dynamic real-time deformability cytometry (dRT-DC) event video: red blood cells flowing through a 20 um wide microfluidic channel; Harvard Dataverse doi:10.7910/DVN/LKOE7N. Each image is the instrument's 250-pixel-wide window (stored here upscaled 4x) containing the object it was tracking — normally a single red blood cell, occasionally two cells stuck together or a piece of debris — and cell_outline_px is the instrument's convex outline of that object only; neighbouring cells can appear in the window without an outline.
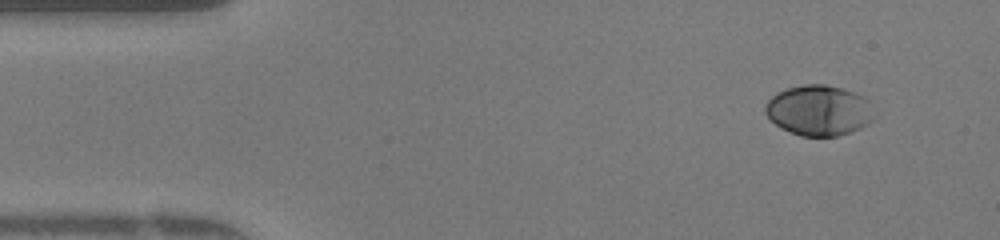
{"species": "human", "species_latin": "Homo sapiens", "temperature_condition": "warm", "stored_images_in_passage": 48, "camera_frame_rate_fps": 3000, "um_per_image_px": 0.085, "donor": {"sex": "female"}, "frame": {"image": 1, "passage_image": 4, "time_ms": 1.0, "image_size_px": [1000, 240], "cell_outline_px": [[872, 120], [868, 124], [852, 132], [836, 136], [800, 136], [780, 128], [764, 112], [764, 104], [776, 92], [788, 88], [804, 84], [824, 84], [856, 92], [864, 96], [868, 100]], "centroid_in_image_um": [69.57, 9.38], "position_along_channel_um": 15.4, "area_um2": 31.96}}
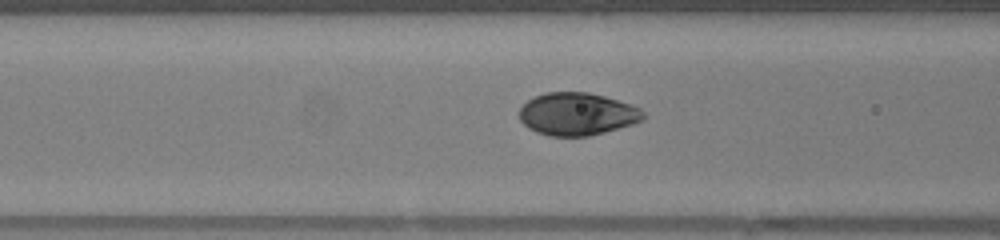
{"frame": {"image": 2, "passage_image": 18, "time_ms": 5.667, "image_size_px": [1000, 240], "cell_outline_px": [[644, 120], [632, 124], [604, 132], [588, 136], [548, 136], [536, 132], [528, 128], [520, 120], [520, 108], [528, 100], [544, 92], [588, 92], [604, 96], [632, 104], [640, 108], [644, 112]], "centroid_in_image_um": [49.06, 9.69], "position_along_channel_um": 117.5, "area_um2": 30.81}}
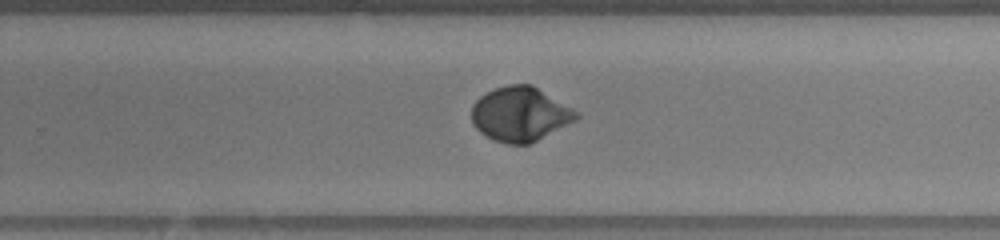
{"frame": {"image": 3, "passage_image": 30, "time_ms": 9.667, "image_size_px": [1000, 240], "cell_outline_px": [[580, 116], [576, 120], [528, 144], [508, 144], [496, 140], [480, 132], [472, 124], [472, 104], [480, 96], [496, 88], [508, 84], [532, 84], [580, 112]], "centroid_in_image_um": [44.22, 9.68], "position_along_channel_um": 285.6, "area_um2": 33.0}, "authors_computed_cell_mechanics": {"area_um2": 31.6166, "velocity_mm_per_s": 4.2158, "shape_relaxation_time_tau1_ms": 3.0353, "shape_relaxation_time_tau2_ms": null, "deformation_change_tau1": 0.198, "deformation_change_tau2": null}}